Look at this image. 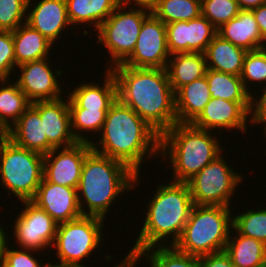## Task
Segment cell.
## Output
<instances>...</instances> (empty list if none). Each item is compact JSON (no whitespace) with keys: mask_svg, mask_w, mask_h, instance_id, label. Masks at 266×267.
Masks as SVG:
<instances>
[{"mask_svg":"<svg viewBox=\"0 0 266 267\" xmlns=\"http://www.w3.org/2000/svg\"><path fill=\"white\" fill-rule=\"evenodd\" d=\"M151 12L165 24L189 21L201 15V0H157Z\"/></svg>","mask_w":266,"mask_h":267,"instance_id":"obj_32","label":"cell"},{"mask_svg":"<svg viewBox=\"0 0 266 267\" xmlns=\"http://www.w3.org/2000/svg\"><path fill=\"white\" fill-rule=\"evenodd\" d=\"M165 69L172 90L176 92L184 85L205 76L208 68L204 53H178L169 57Z\"/></svg>","mask_w":266,"mask_h":267,"instance_id":"obj_25","label":"cell"},{"mask_svg":"<svg viewBox=\"0 0 266 267\" xmlns=\"http://www.w3.org/2000/svg\"><path fill=\"white\" fill-rule=\"evenodd\" d=\"M247 209L246 212L233 215V228L239 234L252 237L266 245V208Z\"/></svg>","mask_w":266,"mask_h":267,"instance_id":"obj_34","label":"cell"},{"mask_svg":"<svg viewBox=\"0 0 266 267\" xmlns=\"http://www.w3.org/2000/svg\"><path fill=\"white\" fill-rule=\"evenodd\" d=\"M218 139L216 132L191 123H176L164 132L160 136V157L170 159L172 181L186 183L219 156L223 148Z\"/></svg>","mask_w":266,"mask_h":267,"instance_id":"obj_5","label":"cell"},{"mask_svg":"<svg viewBox=\"0 0 266 267\" xmlns=\"http://www.w3.org/2000/svg\"><path fill=\"white\" fill-rule=\"evenodd\" d=\"M206 79L211 98L233 102H254V97L245 89L240 76L207 69Z\"/></svg>","mask_w":266,"mask_h":267,"instance_id":"obj_30","label":"cell"},{"mask_svg":"<svg viewBox=\"0 0 266 267\" xmlns=\"http://www.w3.org/2000/svg\"><path fill=\"white\" fill-rule=\"evenodd\" d=\"M12 81H0V131L5 133L31 105L18 84Z\"/></svg>","mask_w":266,"mask_h":267,"instance_id":"obj_29","label":"cell"},{"mask_svg":"<svg viewBox=\"0 0 266 267\" xmlns=\"http://www.w3.org/2000/svg\"><path fill=\"white\" fill-rule=\"evenodd\" d=\"M247 51L216 35L204 52L207 68L240 76Z\"/></svg>","mask_w":266,"mask_h":267,"instance_id":"obj_27","label":"cell"},{"mask_svg":"<svg viewBox=\"0 0 266 267\" xmlns=\"http://www.w3.org/2000/svg\"><path fill=\"white\" fill-rule=\"evenodd\" d=\"M253 114L254 102H233L211 98L201 114L191 124L196 128L212 132L217 129L218 131L238 129L241 134H246L247 124L253 125Z\"/></svg>","mask_w":266,"mask_h":267,"instance_id":"obj_13","label":"cell"},{"mask_svg":"<svg viewBox=\"0 0 266 267\" xmlns=\"http://www.w3.org/2000/svg\"><path fill=\"white\" fill-rule=\"evenodd\" d=\"M129 6L120 4L95 31L97 44L102 43L110 54L107 70L123 64L131 56L143 21L151 13L145 8Z\"/></svg>","mask_w":266,"mask_h":267,"instance_id":"obj_8","label":"cell"},{"mask_svg":"<svg viewBox=\"0 0 266 267\" xmlns=\"http://www.w3.org/2000/svg\"><path fill=\"white\" fill-rule=\"evenodd\" d=\"M255 16L262 38L266 41V4L251 10Z\"/></svg>","mask_w":266,"mask_h":267,"instance_id":"obj_42","label":"cell"},{"mask_svg":"<svg viewBox=\"0 0 266 267\" xmlns=\"http://www.w3.org/2000/svg\"><path fill=\"white\" fill-rule=\"evenodd\" d=\"M20 203L24 209H21L12 225L13 236L18 243L15 244L18 248L42 252L48 247L53 248L58 223L31 200Z\"/></svg>","mask_w":266,"mask_h":267,"instance_id":"obj_11","label":"cell"},{"mask_svg":"<svg viewBox=\"0 0 266 267\" xmlns=\"http://www.w3.org/2000/svg\"><path fill=\"white\" fill-rule=\"evenodd\" d=\"M44 155L5 136L0 145V185L19 201L32 200L43 179Z\"/></svg>","mask_w":266,"mask_h":267,"instance_id":"obj_7","label":"cell"},{"mask_svg":"<svg viewBox=\"0 0 266 267\" xmlns=\"http://www.w3.org/2000/svg\"><path fill=\"white\" fill-rule=\"evenodd\" d=\"M211 100L206 76L184 85L175 92L177 123H192Z\"/></svg>","mask_w":266,"mask_h":267,"instance_id":"obj_23","label":"cell"},{"mask_svg":"<svg viewBox=\"0 0 266 267\" xmlns=\"http://www.w3.org/2000/svg\"><path fill=\"white\" fill-rule=\"evenodd\" d=\"M49 267H88V266H64V265H58V264H54L50 263Z\"/></svg>","mask_w":266,"mask_h":267,"instance_id":"obj_47","label":"cell"},{"mask_svg":"<svg viewBox=\"0 0 266 267\" xmlns=\"http://www.w3.org/2000/svg\"><path fill=\"white\" fill-rule=\"evenodd\" d=\"M98 136V141L93 138L90 142L92 150L125 163L136 174H141L144 161L160 157V135L118 98Z\"/></svg>","mask_w":266,"mask_h":267,"instance_id":"obj_2","label":"cell"},{"mask_svg":"<svg viewBox=\"0 0 266 267\" xmlns=\"http://www.w3.org/2000/svg\"><path fill=\"white\" fill-rule=\"evenodd\" d=\"M144 258L151 267H199V257L182 253L174 246H154L140 251L130 262Z\"/></svg>","mask_w":266,"mask_h":267,"instance_id":"obj_31","label":"cell"},{"mask_svg":"<svg viewBox=\"0 0 266 267\" xmlns=\"http://www.w3.org/2000/svg\"><path fill=\"white\" fill-rule=\"evenodd\" d=\"M12 36L16 67L26 62L51 58L50 50L54 45L28 24L24 23L12 31Z\"/></svg>","mask_w":266,"mask_h":267,"instance_id":"obj_26","label":"cell"},{"mask_svg":"<svg viewBox=\"0 0 266 267\" xmlns=\"http://www.w3.org/2000/svg\"><path fill=\"white\" fill-rule=\"evenodd\" d=\"M217 35L247 52L266 47V41L262 38L255 16L250 10H241L235 18L217 29Z\"/></svg>","mask_w":266,"mask_h":267,"instance_id":"obj_22","label":"cell"},{"mask_svg":"<svg viewBox=\"0 0 266 267\" xmlns=\"http://www.w3.org/2000/svg\"><path fill=\"white\" fill-rule=\"evenodd\" d=\"M28 0H0V30L15 31L26 23Z\"/></svg>","mask_w":266,"mask_h":267,"instance_id":"obj_37","label":"cell"},{"mask_svg":"<svg viewBox=\"0 0 266 267\" xmlns=\"http://www.w3.org/2000/svg\"><path fill=\"white\" fill-rule=\"evenodd\" d=\"M91 151L92 147L88 142H77L51 150L44 155L43 177L48 182L77 189L83 162Z\"/></svg>","mask_w":266,"mask_h":267,"instance_id":"obj_15","label":"cell"},{"mask_svg":"<svg viewBox=\"0 0 266 267\" xmlns=\"http://www.w3.org/2000/svg\"><path fill=\"white\" fill-rule=\"evenodd\" d=\"M28 0L26 24L40 32L53 45L60 41L62 32L72 25L67 16L66 0ZM31 3L34 7L30 9ZM36 3V4H35Z\"/></svg>","mask_w":266,"mask_h":267,"instance_id":"obj_19","label":"cell"},{"mask_svg":"<svg viewBox=\"0 0 266 267\" xmlns=\"http://www.w3.org/2000/svg\"><path fill=\"white\" fill-rule=\"evenodd\" d=\"M8 238L9 237L7 235V240L5 241L3 245L1 260H0L5 267H49L50 266V261H48L49 263L41 264L42 262H40L39 258H37L36 256V254H40V253L36 250L22 249V248L13 249V246H11L12 245L11 239H8ZM8 240H10L11 243ZM8 243L11 245H9Z\"/></svg>","mask_w":266,"mask_h":267,"instance_id":"obj_38","label":"cell"},{"mask_svg":"<svg viewBox=\"0 0 266 267\" xmlns=\"http://www.w3.org/2000/svg\"><path fill=\"white\" fill-rule=\"evenodd\" d=\"M263 126L265 127L263 131V135L266 137V124H263Z\"/></svg>","mask_w":266,"mask_h":267,"instance_id":"obj_49","label":"cell"},{"mask_svg":"<svg viewBox=\"0 0 266 267\" xmlns=\"http://www.w3.org/2000/svg\"><path fill=\"white\" fill-rule=\"evenodd\" d=\"M223 157L221 153L186 182L195 205L232 206L235 188L243 182V175L234 172L235 168L231 169Z\"/></svg>","mask_w":266,"mask_h":267,"instance_id":"obj_10","label":"cell"},{"mask_svg":"<svg viewBox=\"0 0 266 267\" xmlns=\"http://www.w3.org/2000/svg\"><path fill=\"white\" fill-rule=\"evenodd\" d=\"M71 116V130L78 142H91V136L88 132H93V135L100 133L108 110H87L83 108H69ZM84 132V133H82ZM87 132V133H86ZM86 136H85V135Z\"/></svg>","mask_w":266,"mask_h":267,"instance_id":"obj_33","label":"cell"},{"mask_svg":"<svg viewBox=\"0 0 266 267\" xmlns=\"http://www.w3.org/2000/svg\"><path fill=\"white\" fill-rule=\"evenodd\" d=\"M225 252L230 256L234 267H266V245L252 237L239 234L234 228L231 230Z\"/></svg>","mask_w":266,"mask_h":267,"instance_id":"obj_28","label":"cell"},{"mask_svg":"<svg viewBox=\"0 0 266 267\" xmlns=\"http://www.w3.org/2000/svg\"><path fill=\"white\" fill-rule=\"evenodd\" d=\"M240 78L245 89L255 98V93L249 87L251 83L255 86L256 82V85H260L259 82L266 85V47L246 53ZM265 88H261V91Z\"/></svg>","mask_w":266,"mask_h":267,"instance_id":"obj_35","label":"cell"},{"mask_svg":"<svg viewBox=\"0 0 266 267\" xmlns=\"http://www.w3.org/2000/svg\"><path fill=\"white\" fill-rule=\"evenodd\" d=\"M40 114L44 133L48 143L55 148H64L76 144L78 141L71 130V116L68 98L53 101H36L31 103Z\"/></svg>","mask_w":266,"mask_h":267,"instance_id":"obj_18","label":"cell"},{"mask_svg":"<svg viewBox=\"0 0 266 267\" xmlns=\"http://www.w3.org/2000/svg\"><path fill=\"white\" fill-rule=\"evenodd\" d=\"M254 99L253 125L266 124V88Z\"/></svg>","mask_w":266,"mask_h":267,"instance_id":"obj_41","label":"cell"},{"mask_svg":"<svg viewBox=\"0 0 266 267\" xmlns=\"http://www.w3.org/2000/svg\"><path fill=\"white\" fill-rule=\"evenodd\" d=\"M165 26L170 55L204 53L217 35V29L202 15L189 21H175Z\"/></svg>","mask_w":266,"mask_h":267,"instance_id":"obj_16","label":"cell"},{"mask_svg":"<svg viewBox=\"0 0 266 267\" xmlns=\"http://www.w3.org/2000/svg\"><path fill=\"white\" fill-rule=\"evenodd\" d=\"M15 49L11 31L0 30V81L11 80L15 68ZM13 71V72H12Z\"/></svg>","mask_w":266,"mask_h":267,"instance_id":"obj_39","label":"cell"},{"mask_svg":"<svg viewBox=\"0 0 266 267\" xmlns=\"http://www.w3.org/2000/svg\"><path fill=\"white\" fill-rule=\"evenodd\" d=\"M232 212L231 207L194 204L174 247L196 257L225 251L233 228Z\"/></svg>","mask_w":266,"mask_h":267,"instance_id":"obj_6","label":"cell"},{"mask_svg":"<svg viewBox=\"0 0 266 267\" xmlns=\"http://www.w3.org/2000/svg\"><path fill=\"white\" fill-rule=\"evenodd\" d=\"M103 223L102 218L82 215L75 220L58 224L53 247L59 262L51 263L85 266L83 261L89 259V256L102 246L105 235L102 231L105 230Z\"/></svg>","mask_w":266,"mask_h":267,"instance_id":"obj_9","label":"cell"},{"mask_svg":"<svg viewBox=\"0 0 266 267\" xmlns=\"http://www.w3.org/2000/svg\"><path fill=\"white\" fill-rule=\"evenodd\" d=\"M113 267H136V266H134L131 262H129V261H124V260L122 259V261H120L119 264H115Z\"/></svg>","mask_w":266,"mask_h":267,"instance_id":"obj_46","label":"cell"},{"mask_svg":"<svg viewBox=\"0 0 266 267\" xmlns=\"http://www.w3.org/2000/svg\"><path fill=\"white\" fill-rule=\"evenodd\" d=\"M5 136H6V133L0 131V145H1V142H2V140H3V138H4Z\"/></svg>","mask_w":266,"mask_h":267,"instance_id":"obj_48","label":"cell"},{"mask_svg":"<svg viewBox=\"0 0 266 267\" xmlns=\"http://www.w3.org/2000/svg\"><path fill=\"white\" fill-rule=\"evenodd\" d=\"M0 267H5L1 261H0Z\"/></svg>","mask_w":266,"mask_h":267,"instance_id":"obj_50","label":"cell"},{"mask_svg":"<svg viewBox=\"0 0 266 267\" xmlns=\"http://www.w3.org/2000/svg\"><path fill=\"white\" fill-rule=\"evenodd\" d=\"M240 11L236 0H201V15L216 29L235 18Z\"/></svg>","mask_w":266,"mask_h":267,"instance_id":"obj_36","label":"cell"},{"mask_svg":"<svg viewBox=\"0 0 266 267\" xmlns=\"http://www.w3.org/2000/svg\"><path fill=\"white\" fill-rule=\"evenodd\" d=\"M164 184H158L154 196L148 200L138 238L123 258L124 261L130 262L147 248L174 246L179 240L194 203L187 183L172 181Z\"/></svg>","mask_w":266,"mask_h":267,"instance_id":"obj_3","label":"cell"},{"mask_svg":"<svg viewBox=\"0 0 266 267\" xmlns=\"http://www.w3.org/2000/svg\"><path fill=\"white\" fill-rule=\"evenodd\" d=\"M7 234L8 233H6L5 228H3L0 224V260H1L3 245H4L5 241L7 240Z\"/></svg>","mask_w":266,"mask_h":267,"instance_id":"obj_45","label":"cell"},{"mask_svg":"<svg viewBox=\"0 0 266 267\" xmlns=\"http://www.w3.org/2000/svg\"><path fill=\"white\" fill-rule=\"evenodd\" d=\"M130 3L134 4V7H141L151 11L155 7L157 0H120V4L125 6H128Z\"/></svg>","mask_w":266,"mask_h":267,"instance_id":"obj_43","label":"cell"},{"mask_svg":"<svg viewBox=\"0 0 266 267\" xmlns=\"http://www.w3.org/2000/svg\"><path fill=\"white\" fill-rule=\"evenodd\" d=\"M50 58H43L32 62L23 63L16 68L20 70L16 83L27 99L33 103L36 101H53L62 97L63 92L59 77L62 76L60 67L52 70ZM58 76V78H57Z\"/></svg>","mask_w":266,"mask_h":267,"instance_id":"obj_14","label":"cell"},{"mask_svg":"<svg viewBox=\"0 0 266 267\" xmlns=\"http://www.w3.org/2000/svg\"><path fill=\"white\" fill-rule=\"evenodd\" d=\"M199 267H234L230 256L225 252H217L199 257Z\"/></svg>","mask_w":266,"mask_h":267,"instance_id":"obj_40","label":"cell"},{"mask_svg":"<svg viewBox=\"0 0 266 267\" xmlns=\"http://www.w3.org/2000/svg\"><path fill=\"white\" fill-rule=\"evenodd\" d=\"M66 4L67 16L72 26L76 27L82 23L81 27L87 28L91 25L92 29L94 26L97 31L120 5V0H66Z\"/></svg>","mask_w":266,"mask_h":267,"instance_id":"obj_24","label":"cell"},{"mask_svg":"<svg viewBox=\"0 0 266 267\" xmlns=\"http://www.w3.org/2000/svg\"><path fill=\"white\" fill-rule=\"evenodd\" d=\"M139 176L125 163L92 150L83 162L77 188L82 215L105 220L113 202H117L115 199L127 190L136 189Z\"/></svg>","mask_w":266,"mask_h":267,"instance_id":"obj_4","label":"cell"},{"mask_svg":"<svg viewBox=\"0 0 266 267\" xmlns=\"http://www.w3.org/2000/svg\"><path fill=\"white\" fill-rule=\"evenodd\" d=\"M138 36L131 56L122 65L165 69L171 56L167 47L165 23L151 12L144 19Z\"/></svg>","mask_w":266,"mask_h":267,"instance_id":"obj_12","label":"cell"},{"mask_svg":"<svg viewBox=\"0 0 266 267\" xmlns=\"http://www.w3.org/2000/svg\"><path fill=\"white\" fill-rule=\"evenodd\" d=\"M31 201L47 212L58 224L82 216L77 189L48 182L44 177Z\"/></svg>","mask_w":266,"mask_h":267,"instance_id":"obj_17","label":"cell"},{"mask_svg":"<svg viewBox=\"0 0 266 267\" xmlns=\"http://www.w3.org/2000/svg\"><path fill=\"white\" fill-rule=\"evenodd\" d=\"M6 136L20 147L47 154L54 148L48 143L39 111L31 104Z\"/></svg>","mask_w":266,"mask_h":267,"instance_id":"obj_21","label":"cell"},{"mask_svg":"<svg viewBox=\"0 0 266 267\" xmlns=\"http://www.w3.org/2000/svg\"><path fill=\"white\" fill-rule=\"evenodd\" d=\"M110 71L117 82V98L160 136L177 123L175 92L166 69L120 64Z\"/></svg>","mask_w":266,"mask_h":267,"instance_id":"obj_1","label":"cell"},{"mask_svg":"<svg viewBox=\"0 0 266 267\" xmlns=\"http://www.w3.org/2000/svg\"><path fill=\"white\" fill-rule=\"evenodd\" d=\"M241 10H252L266 4V0H236Z\"/></svg>","mask_w":266,"mask_h":267,"instance_id":"obj_44","label":"cell"},{"mask_svg":"<svg viewBox=\"0 0 266 267\" xmlns=\"http://www.w3.org/2000/svg\"><path fill=\"white\" fill-rule=\"evenodd\" d=\"M104 81L101 84L84 82L73 88L68 95L69 108H83L87 110H109L117 100V82L114 74L105 69ZM103 85V86H102Z\"/></svg>","mask_w":266,"mask_h":267,"instance_id":"obj_20","label":"cell"}]
</instances>
